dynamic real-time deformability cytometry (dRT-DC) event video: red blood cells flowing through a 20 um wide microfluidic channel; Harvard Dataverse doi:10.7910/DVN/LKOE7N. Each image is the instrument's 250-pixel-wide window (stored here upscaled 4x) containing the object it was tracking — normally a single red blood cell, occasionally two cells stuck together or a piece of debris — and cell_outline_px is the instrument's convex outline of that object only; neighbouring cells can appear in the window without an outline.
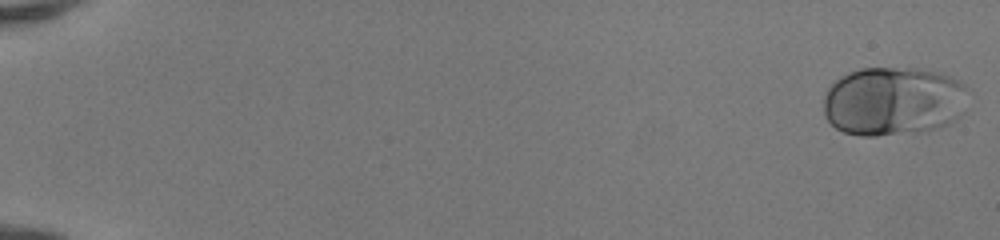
{"species": "human", "species_latin": "Homo sapiens", "temperature_condition": "room temperature", "stored_images_in_passage": 51, "camera_frame_rate_fps": 3000, "um_per_image_px": 0.085, "donor": {"sex": "female"}, "frame": {"image": 1, "passage_image": 1, "time_ms": 0.0, "image_size_px": [1000, 240], "cell_outline_px": [[964, 112], [956, 120], [940, 128], [924, 132], [876, 136], [860, 136], [844, 132], [836, 128], [828, 120], [824, 112], [824, 96], [828, 88], [840, 76], [848, 72], [860, 68], [916, 68], [936, 72], [960, 80], [964, 84]], "centroid_in_image_um": [75.92, 8.62], "position_along_channel_um": 9.1, "area_um2": 58.49}}
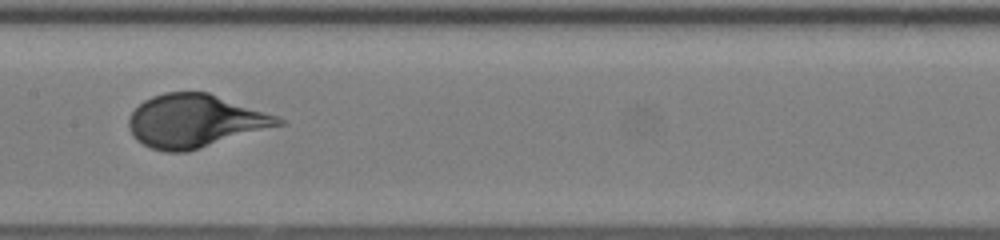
{"frame": {"image": 2, "passage_image": 28, "time_ms": 9.0, "image_size_px": [1000, 240], "cell_outline_px": [[288, 124], [188, 152], [164, 152], [152, 148], [136, 140], [132, 136], [128, 128], [128, 116], [144, 100], [152, 96], [164, 92], [208, 92], [280, 116]], "centroid_in_image_um": [16.62, 10.29], "position_along_channel_um": 190.8, "area_um2": 46.93}}
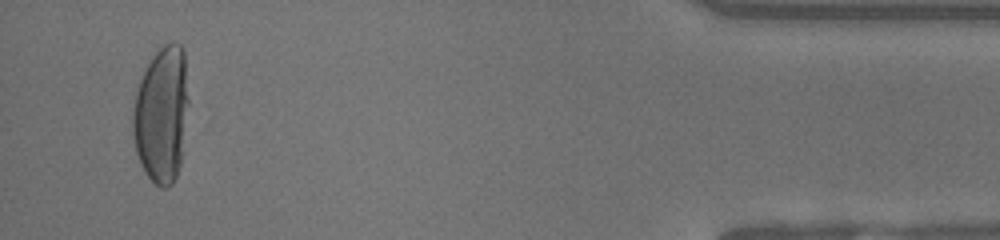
{"frame": {"image": 3, "passage_image": 49, "time_ms": 16.0, "image_size_px": [1000, 240], "cell_outline_px": [[188, 104], [180, 164], [176, 176], [172, 184], [164, 188], [160, 188], [148, 176], [140, 164], [136, 152], [132, 132], [132, 108], [136, 92], [140, 80], [152, 56], [164, 44], [172, 40], [180, 44], [184, 48], [188, 96]], "centroid_in_image_um": [13.73, 9.71], "position_along_channel_um": 421.5, "area_um2": 44.45}, "authors_computed_cell_mechanics": {"area_um2": 47.0492, "velocity_mm_per_s": 4.136, "shape_relaxation_time_tau1_ms": 3.7405, "shape_relaxation_time_tau2_ms": null, "deformation_change_tau1": 0.2186, "deformation_change_tau2": null}}